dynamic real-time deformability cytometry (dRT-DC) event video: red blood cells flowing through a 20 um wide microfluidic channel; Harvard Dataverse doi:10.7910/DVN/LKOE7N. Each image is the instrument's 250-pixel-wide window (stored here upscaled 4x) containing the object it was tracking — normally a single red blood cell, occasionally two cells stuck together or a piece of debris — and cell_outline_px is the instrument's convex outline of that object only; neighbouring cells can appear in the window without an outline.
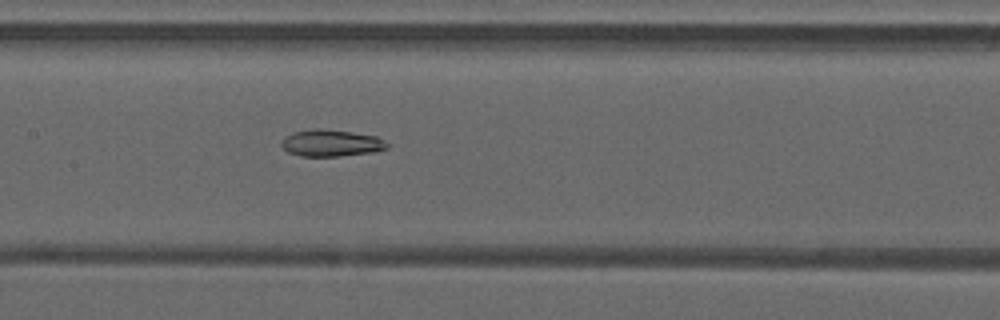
{"species": "common noctule bat (a hibernating species)", "species_latin": "Nyctalus noctula", "temperature_condition": "warm", "stored_images_in_passage": 42, "camera_frame_rate_fps": 3000, "um_per_image_px": 0.085, "animal": {"sex": "male", "forearm_length_mm": 52.5}, "frame": {"image": 1, "passage_image": 24, "time_ms": 7.667, "image_size_px": [1000, 320], "cell_outline_px": [[388, 148], [372, 152], [340, 156], [300, 156], [288, 152], [280, 144], [292, 132], [316, 128], [352, 132], [376, 136], [384, 140], [388, 144]], "centroid_in_image_um": [28.16, 12.16], "position_along_channel_um": 179.2, "area_um2": 16.3}}
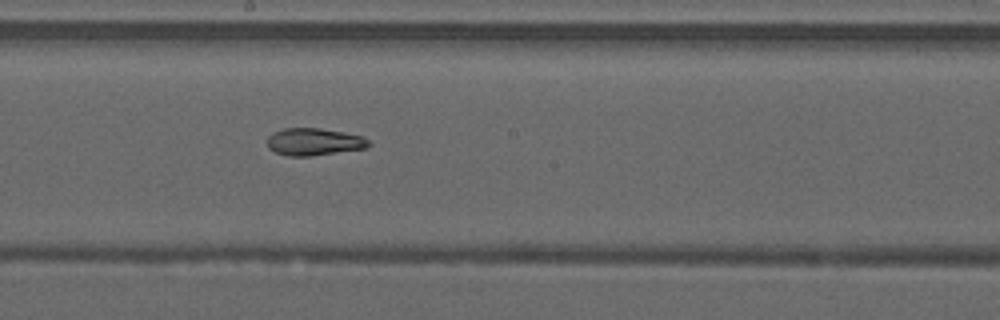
{"frame": {"image": 2, "passage_image": 27, "time_ms": 8.667, "image_size_px": [1000, 320], "cell_outline_px": [[372, 144], [368, 148], [312, 156], [288, 156], [276, 152], [268, 148], [268, 136], [272, 132], [284, 128], [320, 128], [344, 132], [364, 136]], "centroid_in_image_um": [26.72, 12.05], "position_along_channel_um": 221.5, "area_um2": 16.36}}
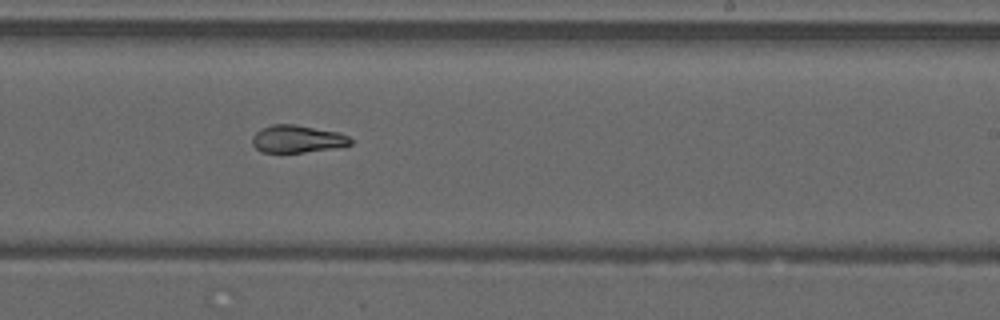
{"frame": {"image": 3, "passage_image": 30, "time_ms": 9.667, "image_size_px": [1000, 320], "cell_outline_px": [[352, 144], [344, 148], [304, 152], [260, 152], [252, 144], [252, 136], [260, 128], [272, 124], [296, 124], [340, 132], [348, 136], [352, 140]], "centroid_in_image_um": [25.32, 11.81], "position_along_channel_um": 263.7, "area_um2": 16.18}}